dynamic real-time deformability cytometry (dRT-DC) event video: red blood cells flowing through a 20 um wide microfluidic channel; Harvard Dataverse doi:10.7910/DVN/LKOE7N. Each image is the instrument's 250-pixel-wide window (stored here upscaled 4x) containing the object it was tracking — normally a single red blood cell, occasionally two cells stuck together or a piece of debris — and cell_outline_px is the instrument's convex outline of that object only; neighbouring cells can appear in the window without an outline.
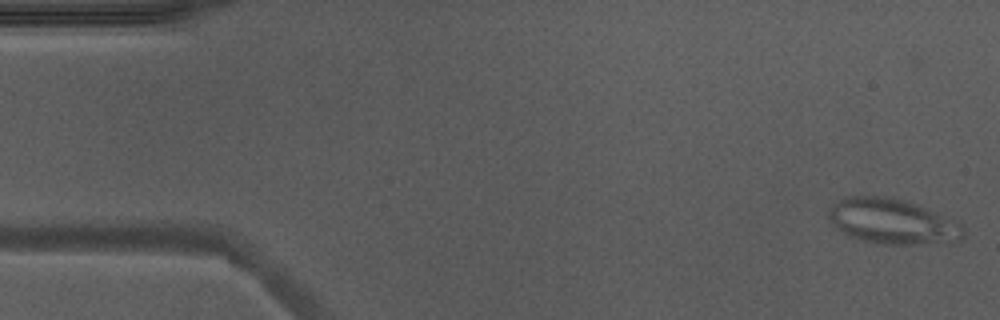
{"species": "Egyptian fruit bat (a non-hibernating species)", "species_latin": "Rousettus aegyptiacus", "temperature_condition": "warm", "stored_images_in_passage": 51, "camera_frame_rate_fps": 3000, "um_per_image_px": 0.085, "animal": {"sex": "male"}, "frame": {"image": 1, "passage_image": 1, "time_ms": 0.0, "image_size_px": [1000, 320], "cell_outline_px": [[964, 236], [960, 240], [912, 244], [876, 244], [860, 240], [848, 236], [840, 232], [828, 220], [828, 208], [832, 204], [844, 196], [892, 196], [916, 204], [960, 220], [964, 228]], "centroid_in_image_um": [75.83, 18.8], "position_along_channel_um": 9.2, "area_um2": 36.18}}
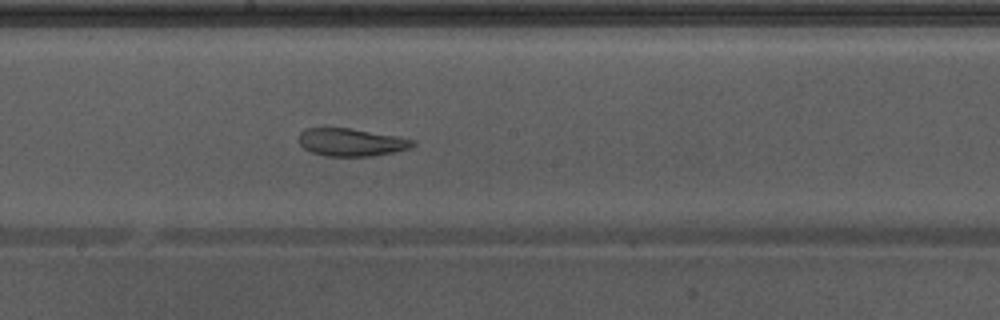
{"frame": {"image": 2, "passage_image": 27, "time_ms": 8.667, "image_size_px": [1000, 320], "cell_outline_px": [[416, 144], [412, 148], [372, 156], [324, 156], [312, 152], [304, 148], [300, 144], [300, 132], [304, 128], [348, 128], [396, 136], [416, 140]], "centroid_in_image_um": [29.87, 12.09], "position_along_channel_um": 218.3, "area_um2": 18.32}}
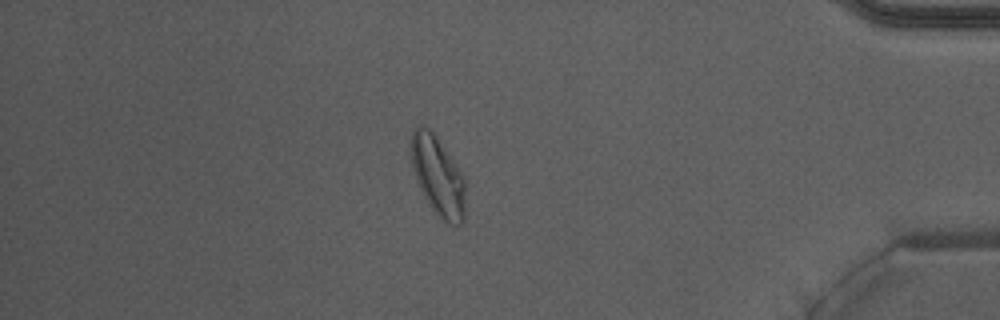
{"frame": {"image": 3, "passage_image": 44, "time_ms": 14.333, "image_size_px": [1000, 320], "cell_outline_px": [[464, 220], [460, 224], [452, 224], [436, 216], [428, 204], [416, 180], [412, 164], [412, 132], [416, 124], [424, 124], [432, 132], [464, 176]], "centroid_in_image_um": [37.21, 14.97], "position_along_channel_um": 398.0, "area_um2": 24.68}, "authors_computed_cell_mechanics": {"area_um2": 24.4494, "velocity_mm_per_s": 3.9015, "shape_relaxation_time_tau1_ms": null, "shape_relaxation_time_tau2_ms": 1.8411, "deformation_change_tau1": null, "deformation_change_tau2": 0.0969}}